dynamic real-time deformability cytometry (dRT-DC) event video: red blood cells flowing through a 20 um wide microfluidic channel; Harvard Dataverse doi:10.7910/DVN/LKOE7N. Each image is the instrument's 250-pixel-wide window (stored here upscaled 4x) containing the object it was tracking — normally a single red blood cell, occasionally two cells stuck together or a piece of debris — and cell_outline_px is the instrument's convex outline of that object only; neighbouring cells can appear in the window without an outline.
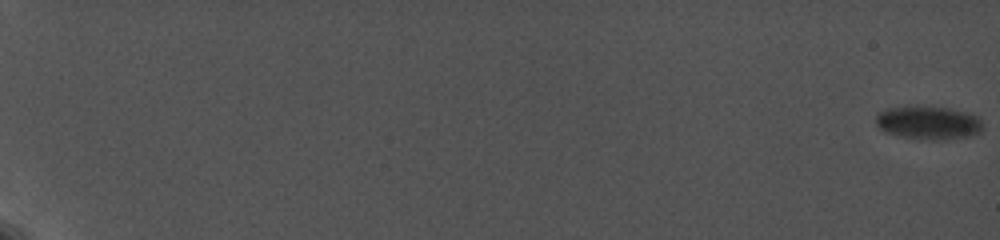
{"species": "common noctule bat (a hibernating species)", "species_latin": "Nyctalus noctula", "temperature_condition": "cold", "stored_images_in_passage": 19, "camera_frame_rate_fps": 5000, "um_per_image_px": 0.085, "animal": {"sex": "female", "body_mass_g": 19.0, "forearm_length_mm": 56.7}, "frame": {"image": 1, "passage_image": 1, "time_ms": 0.0, "image_size_px": [1000, 240], "cell_outline_px": [[980, 132], [968, 136], [944, 140], [928, 140], [904, 136], [884, 132], [876, 124], [876, 116], [884, 108], [948, 108], [964, 112], [976, 116], [980, 120]], "centroid_in_image_um": [78.89, 10.46], "position_along_channel_um": 6.1, "area_um2": 20.0}}